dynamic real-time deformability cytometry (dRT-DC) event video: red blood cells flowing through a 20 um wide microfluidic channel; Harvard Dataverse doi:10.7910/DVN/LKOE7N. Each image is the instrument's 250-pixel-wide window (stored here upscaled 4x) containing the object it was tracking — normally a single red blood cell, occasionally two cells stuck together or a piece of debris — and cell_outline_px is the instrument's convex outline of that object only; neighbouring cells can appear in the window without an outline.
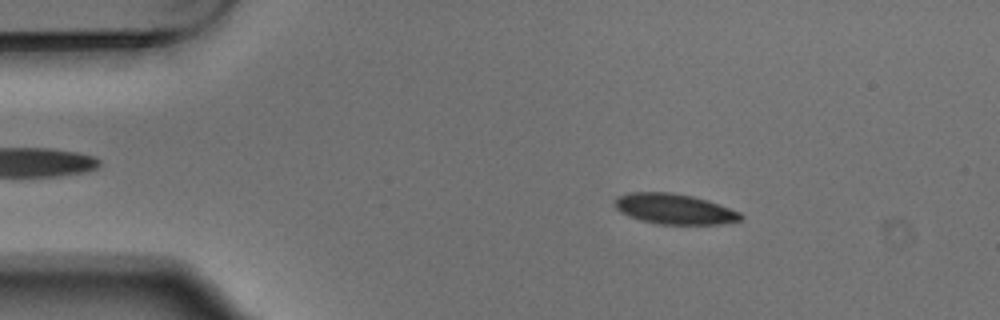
{"species": "Egyptian fruit bat (a non-hibernating species)", "species_latin": "Rousettus aegyptiacus", "temperature_condition": "warm", "stored_images_in_passage": 4, "camera_frame_rate_fps": 3000, "um_per_image_px": 0.085, "animal": {"sex": "male"}, "frame": {"image": 1, "passage_image": 2, "time_ms": 0.333, "image_size_px": [1000, 320], "cell_outline_px": [[744, 220], [720, 224], [656, 224], [640, 220], [628, 216], [620, 212], [616, 208], [616, 200], [620, 196], [628, 192], [668, 192], [692, 196], [708, 200], [720, 204], [740, 212], [744, 216]], "centroid_in_image_um": [57.36, 17.77], "position_along_channel_um": 27.6, "area_um2": 22.37}}
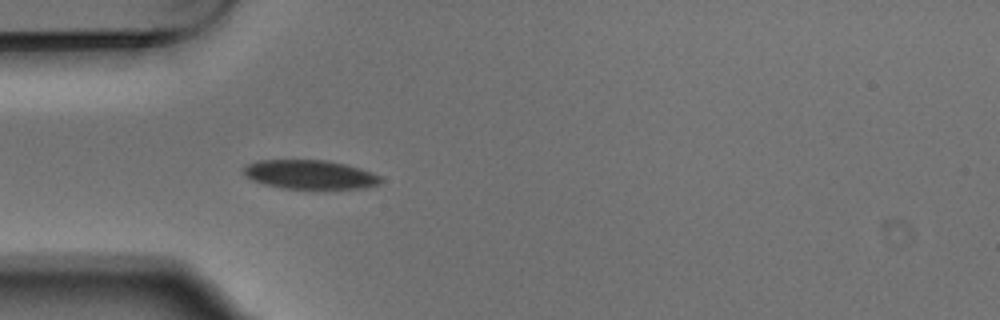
{"frame": {"image": 2, "passage_image": 4, "time_ms": 1.0, "image_size_px": [1000, 320], "cell_outline_px": [[384, 180], [380, 184], [364, 188], [284, 188], [264, 184], [252, 180], [244, 176], [244, 164], [256, 160], [328, 160], [360, 168], [372, 172], [380, 176]], "centroid_in_image_um": [26.33, 14.82], "position_along_channel_um": 58.7, "area_um2": 23.24}}